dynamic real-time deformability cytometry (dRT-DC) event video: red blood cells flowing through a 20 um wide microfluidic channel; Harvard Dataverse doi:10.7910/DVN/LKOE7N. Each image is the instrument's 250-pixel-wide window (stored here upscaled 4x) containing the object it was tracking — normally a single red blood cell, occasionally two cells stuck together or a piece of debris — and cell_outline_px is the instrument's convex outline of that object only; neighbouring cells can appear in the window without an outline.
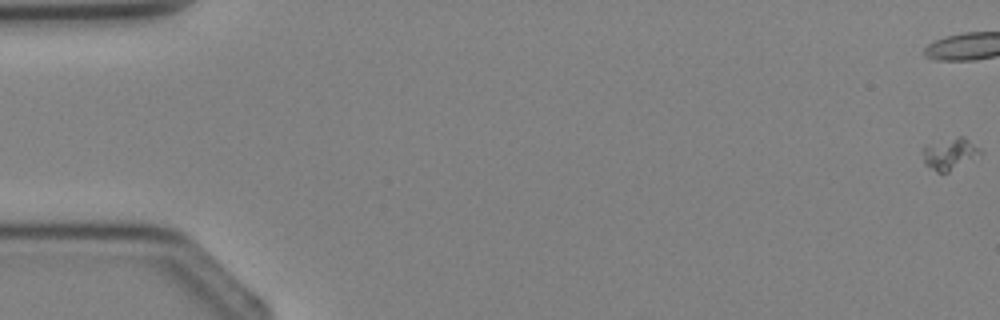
{"species": "Egyptian fruit bat (a non-hibernating species)", "species_latin": "Rousettus aegyptiacus", "temperature_condition": "cold", "stored_images_in_passage": 5, "camera_frame_rate_fps": 3000, "um_per_image_px": 0.085, "animal": {"sex": "female"}, "frame": {"image": 1, "passage_image": 1, "time_ms": 0.0, "image_size_px": [1000, 320], "cell_outline_px": [[984, 152], [948, 172], [936, 172], [924, 164], [924, 144], [960, 136], [964, 136], [980, 148]], "centroid_in_image_um": [80.73, 13.05], "position_along_channel_um": 4.3, "area_um2": 10.52}}